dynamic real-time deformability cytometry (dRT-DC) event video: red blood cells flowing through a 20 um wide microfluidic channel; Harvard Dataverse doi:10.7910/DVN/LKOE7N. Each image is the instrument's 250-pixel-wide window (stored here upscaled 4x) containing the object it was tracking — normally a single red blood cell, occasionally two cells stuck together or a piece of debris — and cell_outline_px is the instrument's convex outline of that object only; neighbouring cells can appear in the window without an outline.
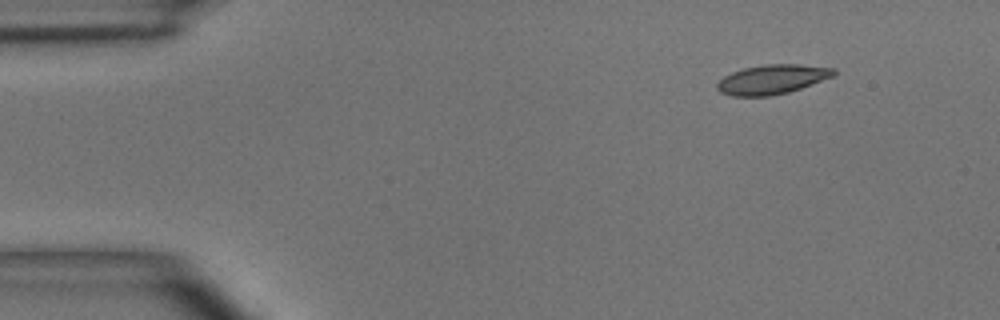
{"species": "common noctule bat (a hibernating species)", "species_latin": "Nyctalus noctula", "temperature_condition": "room temperature", "stored_images_in_passage": 4, "camera_frame_rate_fps": 3000, "um_per_image_px": 0.085, "animal": {"sex": "male", "body_mass_g": 15.6}, "frame": {"image": 1, "passage_image": 1, "time_ms": 0.0, "image_size_px": [1000, 320], "cell_outline_px": [[836, 76], [788, 92], [768, 96], [732, 96], [720, 92], [716, 88], [716, 84], [724, 76], [732, 72], [744, 68], [768, 64], [800, 64], [836, 68]], "centroid_in_image_um": [65.66, 6.74], "position_along_channel_um": 19.3, "area_um2": 20.06}}
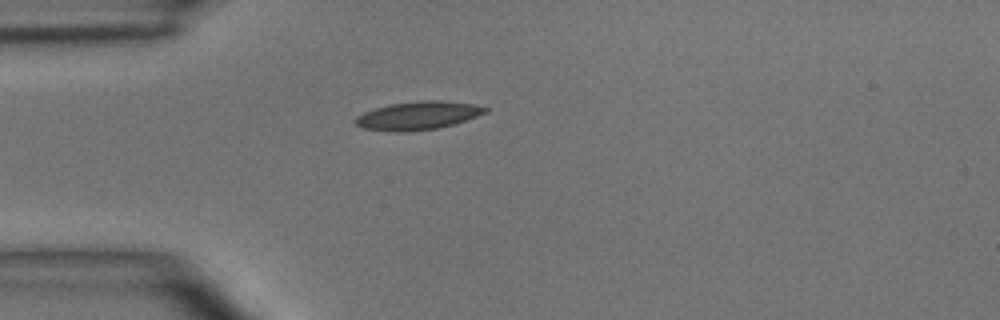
{"frame": {"image": 2, "passage_image": 3, "time_ms": 2.667, "image_size_px": [1000, 320], "cell_outline_px": [[488, 112], [452, 124], [436, 128], [408, 132], [388, 132], [364, 128], [356, 124], [352, 120], [356, 116], [364, 112], [376, 108], [392, 104], [420, 100], [440, 100], [472, 104], [488, 108]], "centroid_in_image_um": [35.48, 9.83], "position_along_channel_um": 49.5, "area_um2": 21.27}}